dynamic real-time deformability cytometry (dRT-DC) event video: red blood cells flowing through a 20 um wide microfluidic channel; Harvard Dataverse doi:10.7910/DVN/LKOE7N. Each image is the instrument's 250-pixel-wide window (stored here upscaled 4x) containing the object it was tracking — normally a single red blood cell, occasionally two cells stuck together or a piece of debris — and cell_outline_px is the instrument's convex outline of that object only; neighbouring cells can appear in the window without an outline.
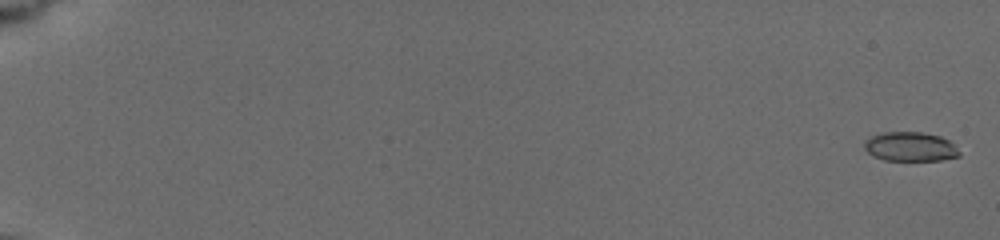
{"species": "common noctule bat (a hibernating species)", "species_latin": "Nyctalus noctula", "temperature_condition": "cold", "stored_images_in_passage": 39, "camera_frame_rate_fps": 3000, "um_per_image_px": 0.085, "animal": {"sex": "female", "body_mass_g": 19.5, "forearm_length_mm": 54.1}, "frame": {"image": 1, "passage_image": 1, "time_ms": 0.0, "image_size_px": [1000, 240], "cell_outline_px": [[960, 156], [940, 160], [884, 160], [872, 156], [864, 148], [864, 140], [872, 136], [884, 132], [920, 132], [940, 136], [948, 140], [960, 152]], "centroid_in_image_um": [77.35, 12.47], "position_along_channel_um": 7.7, "area_um2": 16.13}}
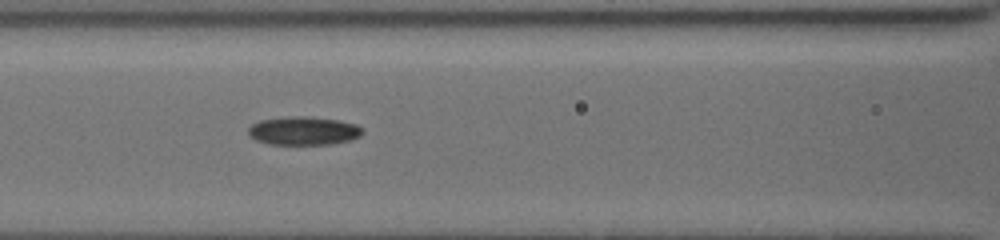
{"frame": {"image": 2, "passage_image": 28, "time_ms": 9.0, "image_size_px": [1000, 240], "cell_outline_px": [[364, 132], [360, 136], [352, 140], [332, 144], [268, 144], [256, 140], [248, 136], [248, 128], [252, 124], [260, 120], [284, 116], [308, 116], [340, 120], [356, 124], [364, 128]], "centroid_in_image_um": [25.82, 11.11], "position_along_channel_um": 140.8, "area_um2": 19.31}}
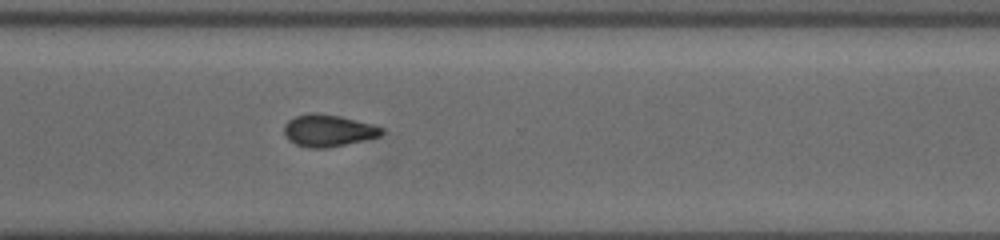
{"frame": {"image": 3, "passage_image": 39, "time_ms": 14.333, "image_size_px": [1000, 240], "cell_outline_px": [[384, 132], [380, 136], [364, 140], [328, 148], [308, 148], [296, 144], [288, 140], [284, 136], [284, 124], [288, 120], [296, 116], [312, 112], [316, 112], [340, 116], [372, 124], [384, 128]], "centroid_in_image_um": [27.88, 11.1], "position_along_channel_um": 342.7, "area_um2": 18.32}}